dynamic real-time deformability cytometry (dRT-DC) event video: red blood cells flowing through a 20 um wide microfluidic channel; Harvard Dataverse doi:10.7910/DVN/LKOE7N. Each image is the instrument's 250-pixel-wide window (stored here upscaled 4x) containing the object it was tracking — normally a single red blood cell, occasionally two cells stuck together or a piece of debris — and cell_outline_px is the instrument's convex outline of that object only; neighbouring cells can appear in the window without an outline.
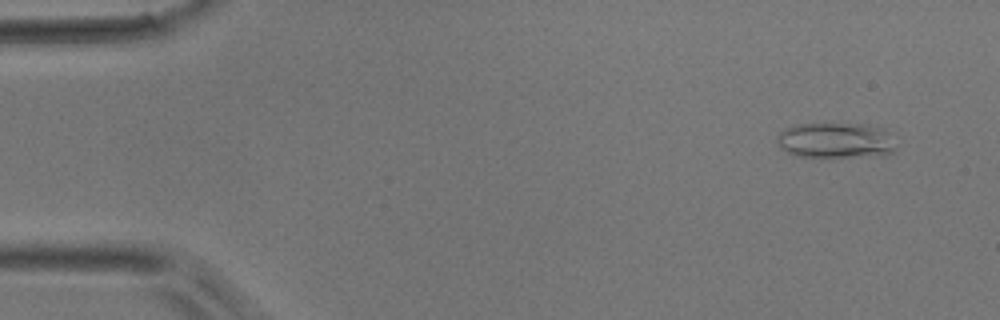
{"species": "common noctule bat (a hibernating species)", "species_latin": "Nyctalus noctula", "temperature_condition": "room temperature", "stored_images_in_passage": 48, "camera_frame_rate_fps": 3000, "um_per_image_px": 0.085, "animal": {"sex": "male", "body_mass_g": 17.9}, "frame": {"image": 1, "passage_image": 1, "time_ms": 0.0, "image_size_px": [1000, 320], "cell_outline_px": [[896, 148], [892, 152], [884, 156], [832, 160], [796, 156], [780, 148], [776, 140], [776, 136], [780, 132], [796, 124], [864, 124], [884, 128]], "centroid_in_image_um": [71.03, 12.0], "position_along_channel_um": 14.0, "area_um2": 25.66}}
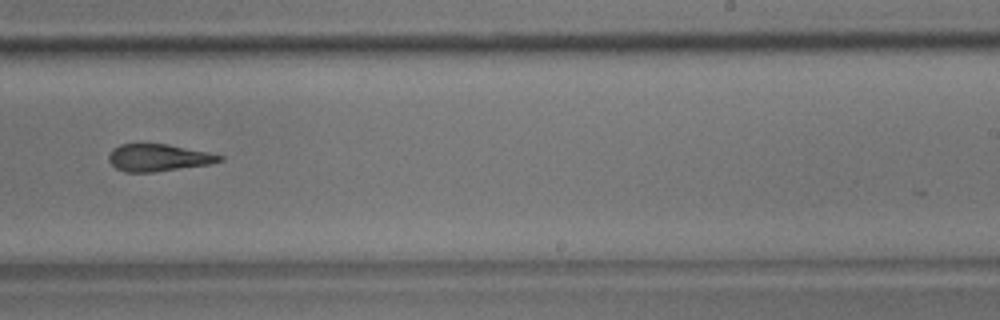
{"frame": {"image": 2, "passage_image": 29, "time_ms": 9.333, "image_size_px": [1000, 320], "cell_outline_px": [[224, 160], [208, 164], [152, 172], [124, 172], [116, 168], [108, 160], [108, 156], [112, 148], [120, 144], [168, 144], [208, 152], [224, 156]], "centroid_in_image_um": [13.44, 13.39], "position_along_channel_um": 275.6, "area_um2": 17.46}}
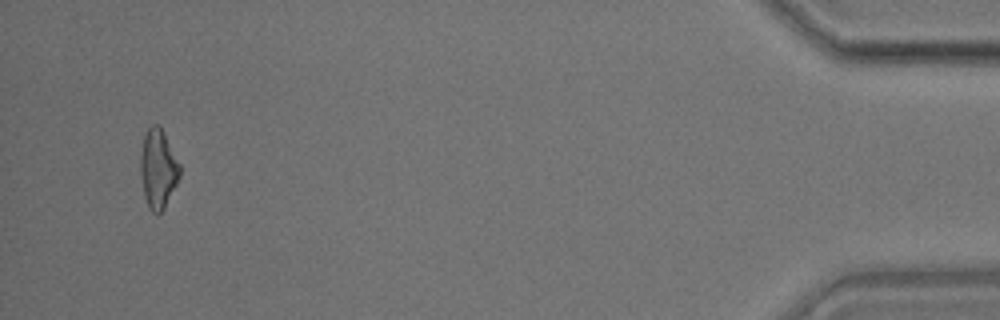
{"frame": {"image": 3, "passage_image": 46, "time_ms": 15.0, "image_size_px": [1000, 320], "cell_outline_px": [[180, 176], [164, 208], [156, 216], [148, 208], [144, 196], [140, 176], [140, 156], [144, 136], [148, 128], [152, 124], [156, 124], [164, 132], [180, 164]], "centroid_in_image_um": [13.42, 14.37], "position_along_channel_um": 421.8, "area_um2": 18.15}}